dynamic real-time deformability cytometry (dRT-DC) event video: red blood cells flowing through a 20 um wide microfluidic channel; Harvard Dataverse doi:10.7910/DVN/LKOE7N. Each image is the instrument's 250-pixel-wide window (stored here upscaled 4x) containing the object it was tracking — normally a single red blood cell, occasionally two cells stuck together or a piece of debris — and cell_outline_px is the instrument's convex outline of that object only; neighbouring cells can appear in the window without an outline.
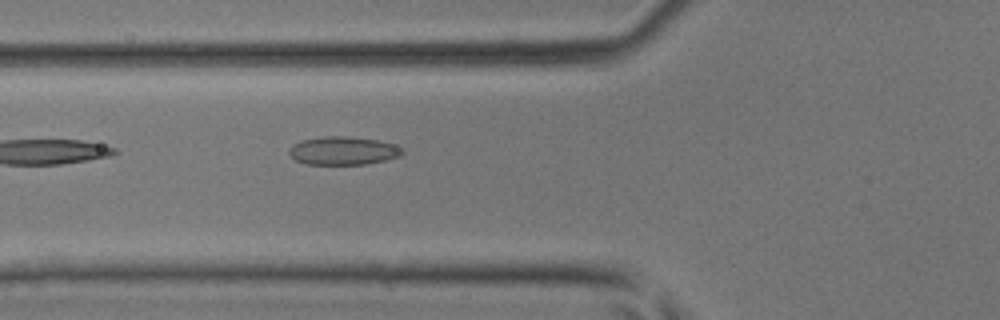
{"species": "common noctule bat (a hibernating species)", "species_latin": "Nyctalus noctula", "temperature_condition": "room temperature", "stored_images_in_passage": 30, "camera_frame_rate_fps": 3000, "um_per_image_px": 0.085, "animal": {"sex": "male", "body_mass_g": 17.9, "forearm_length_mm": 54.2}, "frame": {"image": 1, "passage_image": 3, "time_ms": 0.667, "image_size_px": [1000, 320], "cell_outline_px": [[404, 152], [400, 156], [384, 160], [364, 164], [308, 164], [296, 160], [288, 152], [292, 144], [300, 140], [324, 136], [344, 136], [376, 140], [392, 144], [404, 148]], "centroid_in_image_um": [29.15, 12.8], "position_along_channel_um": 96.6, "area_um2": 18.5}}
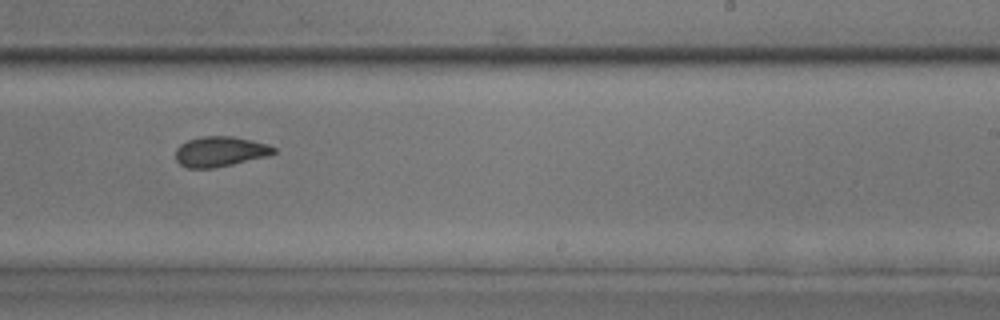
{"frame": {"image": 2, "passage_image": 14, "time_ms": 4.333, "image_size_px": [1000, 320], "cell_outline_px": [[276, 152], [268, 156], [232, 164], [212, 168], [188, 168], [180, 164], [176, 160], [176, 148], [180, 144], [188, 140], [204, 136], [232, 136], [268, 144], [276, 148]], "centroid_in_image_um": [18.71, 12.88], "position_along_channel_um": 270.3, "area_um2": 17.17}}
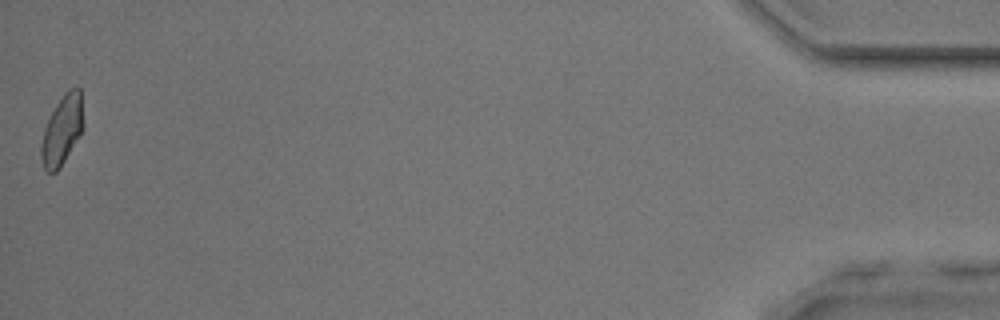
{"frame": {"image": 3, "passage_image": 30, "time_ms": 9.667, "image_size_px": [1000, 320], "cell_outline_px": [[84, 128], [80, 136], [60, 168], [56, 172], [48, 172], [44, 168], [40, 156], [40, 148], [44, 128], [56, 104], [64, 92], [68, 88], [80, 88], [84, 124]], "centroid_in_image_um": [5.29, 11.06], "position_along_channel_um": 429.9, "area_um2": 17.22}}